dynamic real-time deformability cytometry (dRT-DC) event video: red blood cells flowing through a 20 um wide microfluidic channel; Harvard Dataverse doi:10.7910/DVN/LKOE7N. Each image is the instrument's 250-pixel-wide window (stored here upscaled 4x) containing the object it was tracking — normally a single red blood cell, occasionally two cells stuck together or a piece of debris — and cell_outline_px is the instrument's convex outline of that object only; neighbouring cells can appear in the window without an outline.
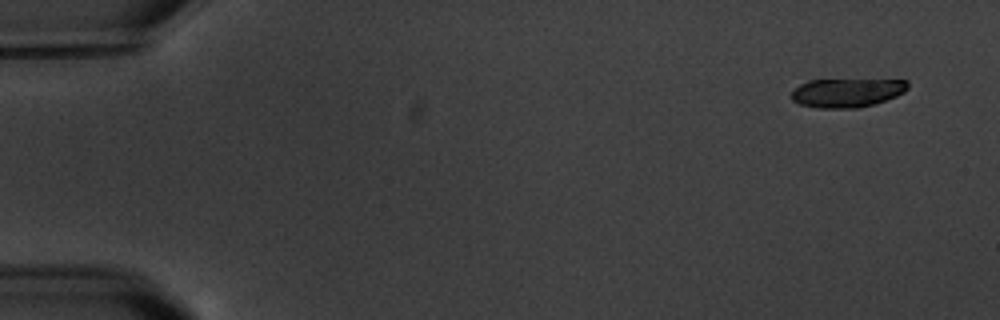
{"species": "common noctule bat (a hibernating species)", "species_latin": "Nyctalus noctula", "temperature_condition": "warm", "stored_images_in_passage": 1, "camera_frame_rate_fps": 3000, "um_per_image_px": 0.085, "animal": {"sex": "male", "body_mass_g": 20.1, "forearm_length_mm": 53.5}, "frame": {"image": 1, "passage_image": 1, "time_ms": 0.0, "image_size_px": [1000, 320], "cell_outline_px": [[908, 88], [904, 92], [896, 96], [872, 104], [856, 108], [816, 108], [800, 104], [792, 100], [792, 92], [800, 84], [808, 80], [908, 80]], "centroid_in_image_um": [71.97, 7.88], "position_along_channel_um": 13.0, "area_um2": 19.36}}